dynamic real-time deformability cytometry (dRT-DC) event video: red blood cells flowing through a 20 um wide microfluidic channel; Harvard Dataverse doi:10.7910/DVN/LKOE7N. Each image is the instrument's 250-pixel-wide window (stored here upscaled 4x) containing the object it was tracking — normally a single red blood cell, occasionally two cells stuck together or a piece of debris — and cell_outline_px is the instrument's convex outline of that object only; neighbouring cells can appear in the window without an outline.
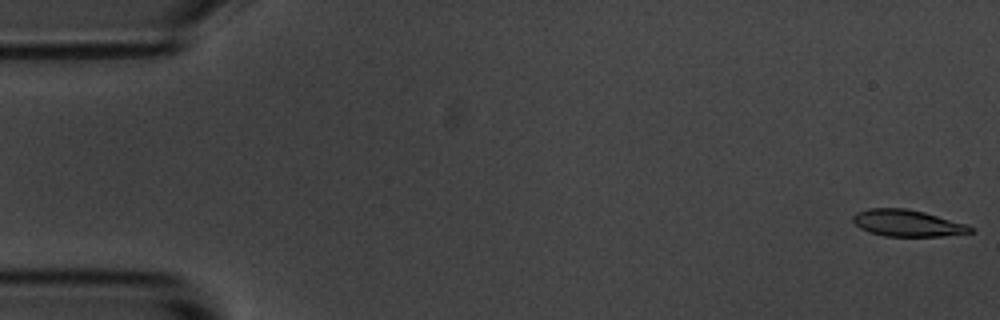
{"species": "common noctule bat (a hibernating species)", "species_latin": "Nyctalus noctula", "temperature_condition": "room temperature", "stored_images_in_passage": 55, "camera_frame_rate_fps": 3000, "um_per_image_px": 0.085, "animal": {"sex": "male", "body_mass_g": 20.1, "forearm_length_mm": 53.5}, "frame": {"image": 1, "passage_image": 1, "time_ms": 0.0, "image_size_px": [1000, 320], "cell_outline_px": [[972, 232], [940, 236], [884, 236], [868, 232], [860, 228], [852, 220], [852, 216], [856, 212], [868, 208], [904, 208], [924, 212], [968, 224], [972, 228]], "centroid_in_image_um": [77.09, 18.96], "position_along_channel_um": 7.9, "area_um2": 18.21}}
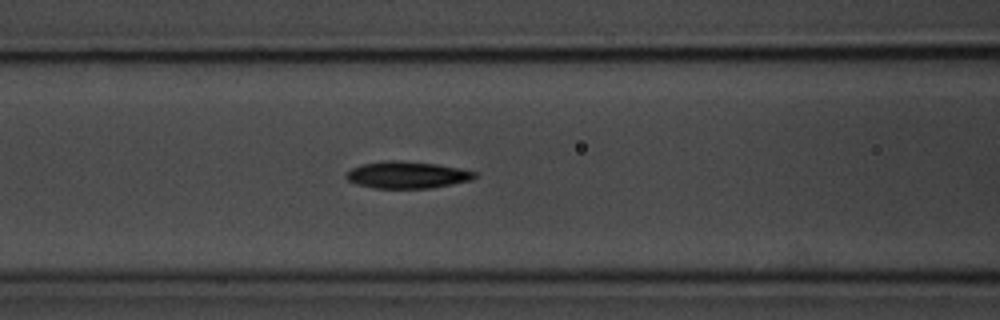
{"frame": {"image": 2, "passage_image": 22, "time_ms": 7.0, "image_size_px": [1000, 320], "cell_outline_px": [[476, 176], [472, 180], [432, 188], [372, 188], [356, 184], [348, 180], [344, 176], [352, 168], [364, 164], [388, 160], [396, 160], [436, 164], [460, 168], [476, 172]], "centroid_in_image_um": [34.61, 14.87], "position_along_channel_um": 132.0, "area_um2": 20.06}}
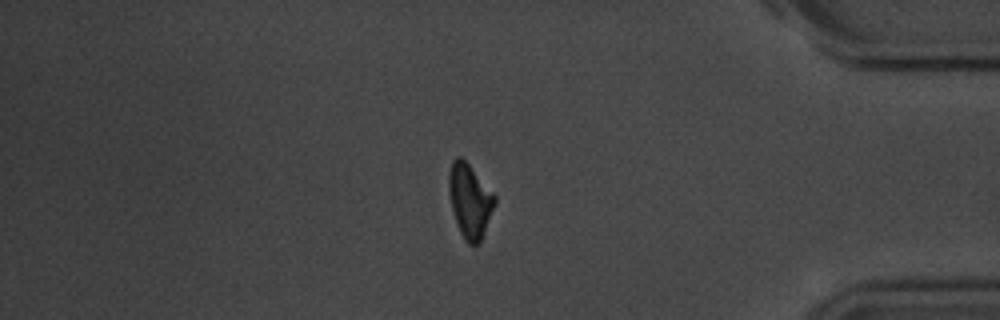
{"frame": {"image": 3, "passage_image": 46, "time_ms": 15.0, "image_size_px": [1000, 320], "cell_outline_px": [[496, 200], [480, 240], [476, 244], [468, 244], [464, 240], [456, 224], [452, 208], [448, 188], [448, 172], [452, 160], [456, 156], [460, 156], [468, 164], [496, 196]], "centroid_in_image_um": [39.89, 17.03], "position_along_channel_um": 395.3, "area_um2": 19.36}, "authors_computed_cell_mechanics": {"area_um2": 19.7098, "velocity_mm_per_s": 3.6777, "shape_relaxation_time_tau1_ms": 2.5878, "shape_relaxation_time_tau2_ms": 10.4733, "deformation_change_tau1": 0.1259, "deformation_change_tau2": 0.1895}}